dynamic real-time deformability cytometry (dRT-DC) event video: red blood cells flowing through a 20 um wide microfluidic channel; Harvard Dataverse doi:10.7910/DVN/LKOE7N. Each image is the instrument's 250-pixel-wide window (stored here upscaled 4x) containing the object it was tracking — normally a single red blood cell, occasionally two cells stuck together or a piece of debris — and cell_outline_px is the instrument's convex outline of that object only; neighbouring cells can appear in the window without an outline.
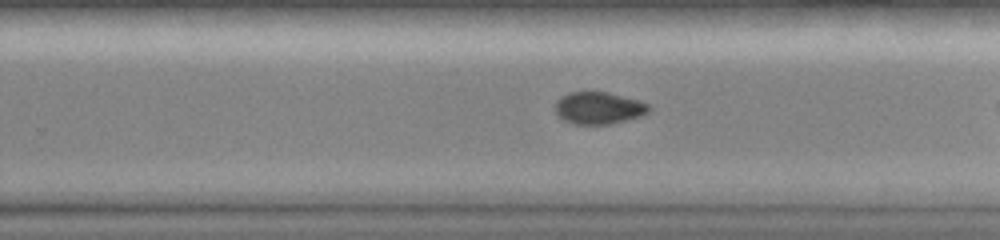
{"species": "common noctule bat (a hibernating species)", "species_latin": "Nyctalus noctula", "temperature_condition": "room temperature", "stored_images_in_passage": 30, "camera_frame_rate_fps": 3000, "um_per_image_px": 0.085, "animal": {"sex": "female", "body_mass_g": 19.0, "forearm_length_mm": 51.5}, "frame": {"image": 1, "passage_image": 20, "time_ms": 7.333, "image_size_px": [1000, 240], "cell_outline_px": [[652, 108], [648, 112], [640, 116], [628, 120], [608, 124], [576, 124], [564, 120], [556, 112], [556, 100], [560, 96], [568, 92], [608, 92], [640, 100], [648, 104]], "centroid_in_image_um": [50.91, 9.17], "position_along_channel_um": 278.9, "area_um2": 17.57}}
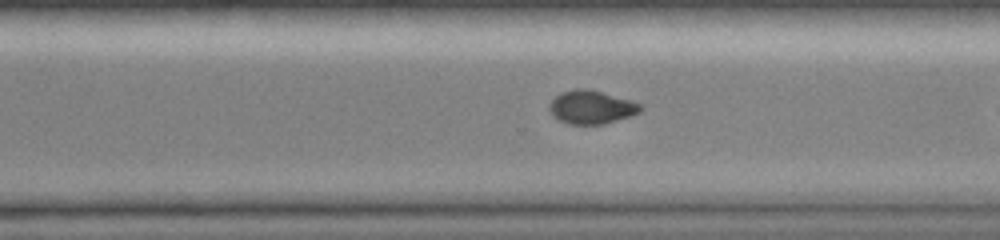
{"frame": {"image": 2, "passage_image": 23, "time_ms": 8.333, "image_size_px": [1000, 240], "cell_outline_px": [[640, 112], [632, 116], [604, 124], [568, 124], [552, 116], [548, 108], [552, 100], [560, 92], [576, 88], [588, 88], [632, 100], [640, 104]], "centroid_in_image_um": [50.26, 9.1], "position_along_channel_um": 320.3, "area_um2": 17.86}}
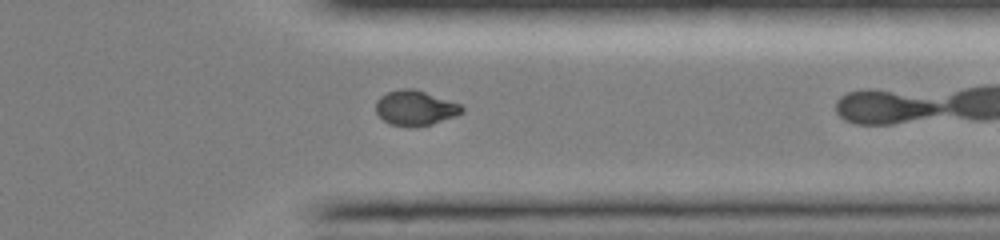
{"frame": {"image": 3, "passage_image": 26, "time_ms": 9.667, "image_size_px": [1000, 240], "cell_outline_px": [[464, 112], [456, 116], [432, 124], [392, 124], [384, 120], [376, 112], [376, 100], [380, 96], [388, 92], [400, 88], [412, 88], [460, 104], [464, 108]], "centroid_in_image_um": [35.3, 9.14], "position_along_channel_um": 376.1, "area_um2": 16.94}}